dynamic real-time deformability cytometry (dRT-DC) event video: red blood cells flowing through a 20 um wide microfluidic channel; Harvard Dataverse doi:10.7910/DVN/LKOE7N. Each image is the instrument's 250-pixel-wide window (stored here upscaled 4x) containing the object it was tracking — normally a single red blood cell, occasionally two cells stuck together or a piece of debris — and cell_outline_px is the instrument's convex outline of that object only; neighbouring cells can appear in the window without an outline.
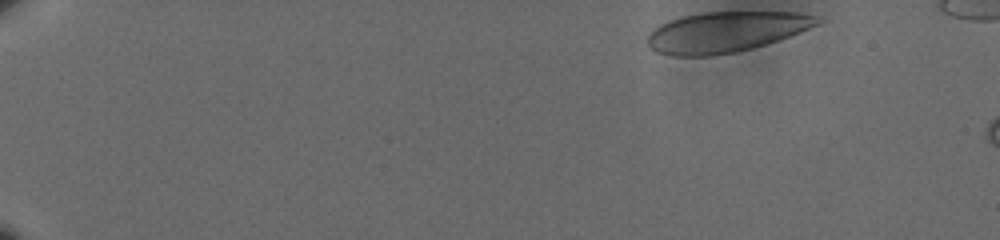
{"species": "human", "species_latin": "Homo sapiens", "temperature_condition": "cold", "stored_images_in_passage": 10, "camera_frame_rate_fps": 3000, "um_per_image_px": 0.085, "donor": {"sex": "male"}, "frame": {"image": 1, "passage_image": 1, "time_ms": 0.0, "image_size_px": [1000, 240], "cell_outline_px": [[824, 20], [820, 24], [800, 32], [752, 48], [736, 52], [712, 56], [672, 56], [656, 52], [648, 44], [648, 32], [660, 24], [668, 20], [684, 16], [704, 12], [796, 12], [820, 16]], "centroid_in_image_um": [61.7, 2.71], "position_along_channel_um": 23.3, "area_um2": 40.17}}